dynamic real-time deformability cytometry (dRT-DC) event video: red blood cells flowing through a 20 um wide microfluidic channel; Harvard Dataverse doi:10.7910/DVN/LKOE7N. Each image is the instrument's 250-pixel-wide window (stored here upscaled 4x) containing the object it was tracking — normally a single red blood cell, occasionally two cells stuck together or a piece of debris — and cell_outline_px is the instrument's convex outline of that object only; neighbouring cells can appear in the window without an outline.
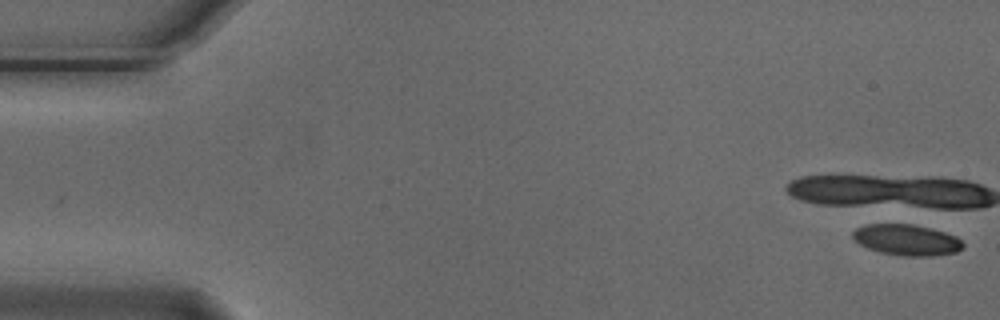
{"species": "Egyptian fruit bat (a non-hibernating species)", "species_latin": "Rousettus aegyptiacus", "temperature_condition": "cold", "stored_images_in_passage": 6, "camera_frame_rate_fps": 3000, "um_per_image_px": 0.085, "animal": {"sex": "male"}, "frame": {"image": 1, "passage_image": 1, "time_ms": 0.0, "image_size_px": [1000, 320], "cell_outline_px": [[964, 248], [956, 252], [932, 256], [904, 256], [880, 252], [868, 248], [860, 244], [852, 236], [852, 232], [856, 228], [868, 224], [912, 224], [932, 228], [956, 236], [964, 244]], "centroid_in_image_um": [77.09, 20.39], "position_along_channel_um": 7.9, "area_um2": 19.88}}
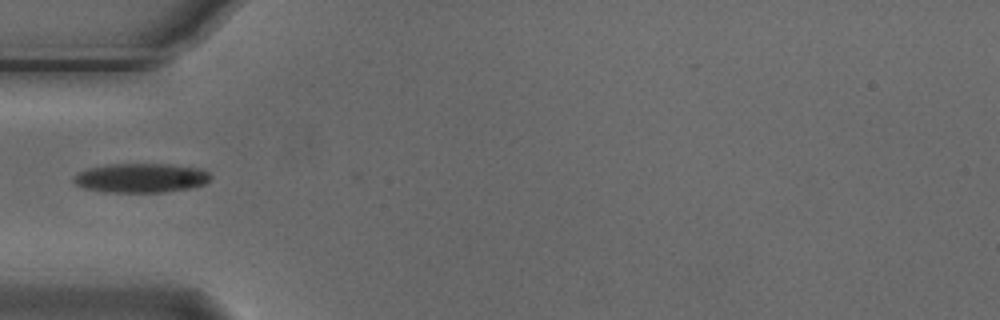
{"frame": {"image": 2, "passage_image": 6, "time_ms": 1.667, "image_size_px": [1000, 320], "cell_outline_px": [[212, 176], [204, 184], [188, 188], [164, 192], [108, 192], [84, 188], [76, 184], [72, 180], [72, 176], [88, 168], [108, 164], [168, 164], [200, 168], [208, 172]], "centroid_in_image_um": [11.96, 15.12], "position_along_channel_um": 73.0, "area_um2": 23.29}}